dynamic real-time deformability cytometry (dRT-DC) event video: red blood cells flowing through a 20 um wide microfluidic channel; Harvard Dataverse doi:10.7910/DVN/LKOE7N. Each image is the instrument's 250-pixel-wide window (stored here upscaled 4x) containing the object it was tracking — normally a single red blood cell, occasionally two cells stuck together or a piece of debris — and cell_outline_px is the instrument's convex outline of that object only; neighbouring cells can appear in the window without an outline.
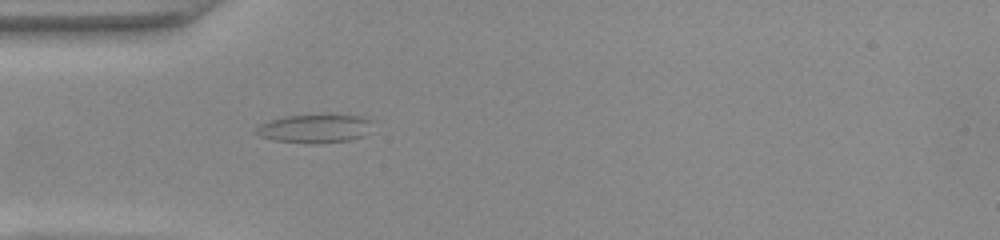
{"species": "common noctule bat (a hibernating species)", "species_latin": "Nyctalus noctula", "temperature_condition": "warm", "stored_images_in_passage": 38, "camera_frame_rate_fps": 3000, "um_per_image_px": 0.085, "animal": {"sex": "female", "body_mass_g": 22.0, "forearm_length_mm": 56.7}, "frame": {"image": 1, "passage_image": 2, "time_ms": 0.333, "image_size_px": [1000, 240], "cell_outline_px": [[372, 120], [368, 132], [364, 136], [348, 140], [316, 144], [308, 144], [272, 140], [260, 136], [252, 132], [260, 124], [272, 120], [288, 116], [356, 116]], "centroid_in_image_um": [26.7, 10.97], "position_along_channel_um": 58.3, "area_um2": 19.02}}
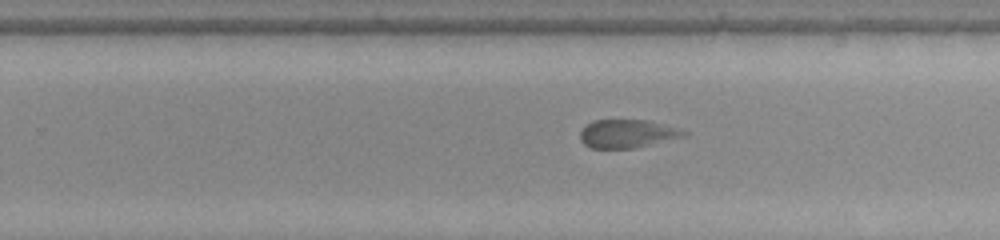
{"frame": {"image": 2, "passage_image": 19, "time_ms": 6.0, "image_size_px": [1000, 240], "cell_outline_px": [[688, 132], [684, 136], [636, 148], [592, 148], [584, 144], [580, 140], [580, 132], [592, 120], [648, 120], [676, 128]], "centroid_in_image_um": [53.29, 11.37], "position_along_channel_um": 276.5, "area_um2": 16.88}}
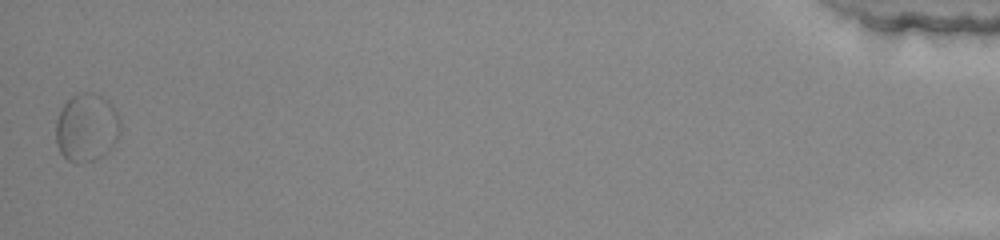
{"frame": {"image": 3, "passage_image": 38, "time_ms": 12.333, "image_size_px": [1000, 240], "cell_outline_px": [[120, 132], [112, 148], [108, 152], [84, 164], [76, 164], [68, 160], [60, 152], [56, 144], [56, 120], [64, 104], [72, 96], [80, 92], [92, 92], [108, 100], [116, 112], [120, 120]], "centroid_in_image_um": [7.36, 10.86], "position_along_channel_um": 427.8, "area_um2": 25.72}}